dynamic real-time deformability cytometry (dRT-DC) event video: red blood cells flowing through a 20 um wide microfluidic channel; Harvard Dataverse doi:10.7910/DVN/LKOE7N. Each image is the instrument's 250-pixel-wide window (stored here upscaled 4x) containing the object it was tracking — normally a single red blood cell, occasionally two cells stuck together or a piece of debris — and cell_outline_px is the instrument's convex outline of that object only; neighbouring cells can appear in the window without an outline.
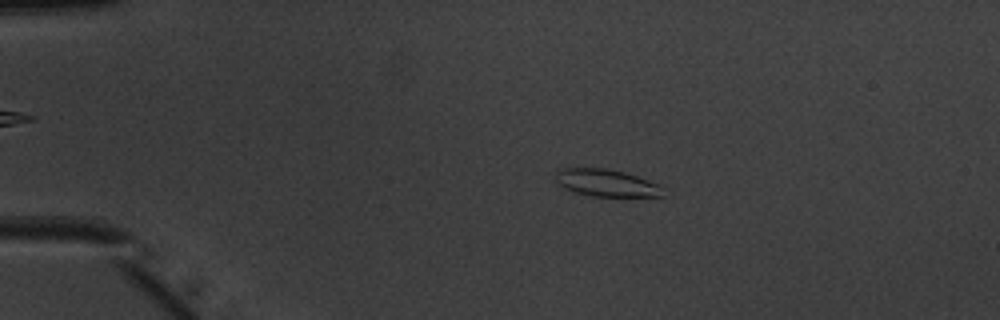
{"species": "common noctule bat (a hibernating species)", "species_latin": "Nyctalus noctula", "temperature_condition": "warm", "stored_images_in_passage": 52, "camera_frame_rate_fps": 3000, "um_per_image_px": 0.085, "animal": {"sex": "male", "body_mass_g": 20.1, "forearm_length_mm": 53.5}, "frame": {"image": 1, "passage_image": 11, "time_ms": 3.333, "image_size_px": [1000, 320], "cell_outline_px": [[664, 196], [592, 196], [576, 192], [564, 188], [556, 180], [556, 172], [560, 168], [604, 168], [624, 172], [648, 180], [656, 184]], "centroid_in_image_um": [51.47, 15.54], "position_along_channel_um": 33.5, "area_um2": 16.59}}
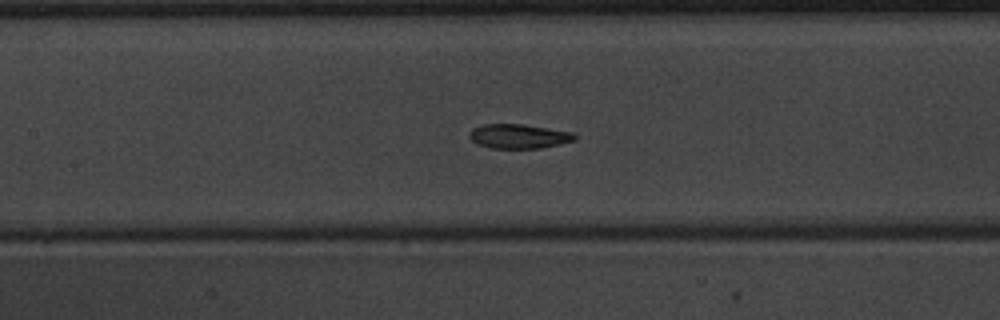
{"frame": {"image": 2, "passage_image": 25, "time_ms": 8.0, "image_size_px": [1000, 320], "cell_outline_px": [[576, 140], [560, 144], [540, 148], [492, 148], [476, 144], [468, 136], [468, 132], [472, 128], [484, 124], [524, 124], [572, 132], [576, 136]], "centroid_in_image_um": [44.06, 11.58], "position_along_channel_um": 163.3, "area_um2": 15.03}}
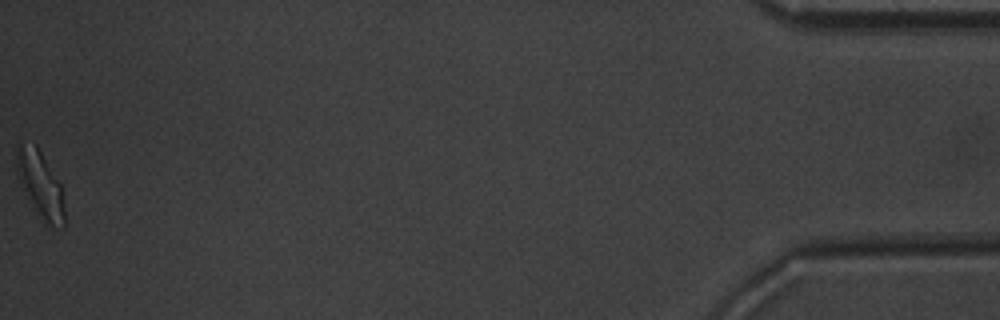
{"frame": {"image": 3, "passage_image": 52, "time_ms": 17.0, "image_size_px": [1000, 320], "cell_outline_px": [[64, 228], [48, 228], [44, 224], [36, 212], [20, 180], [16, 168], [16, 148], [20, 144], [36, 144], [60, 184], [64, 208]], "centroid_in_image_um": [3.45, 15.75], "position_along_channel_um": 431.8, "area_um2": 18.21}, "authors_computed_cell_mechanics": {"area_um2": 15.9239, "velocity_mm_per_s": 3.9837, "shape_relaxation_time_tau1_ms": 3.4107, "shape_relaxation_time_tau2_ms": 2.1765, "deformation_change_tau1": 0.1102, "deformation_change_tau2": 0.0871}}